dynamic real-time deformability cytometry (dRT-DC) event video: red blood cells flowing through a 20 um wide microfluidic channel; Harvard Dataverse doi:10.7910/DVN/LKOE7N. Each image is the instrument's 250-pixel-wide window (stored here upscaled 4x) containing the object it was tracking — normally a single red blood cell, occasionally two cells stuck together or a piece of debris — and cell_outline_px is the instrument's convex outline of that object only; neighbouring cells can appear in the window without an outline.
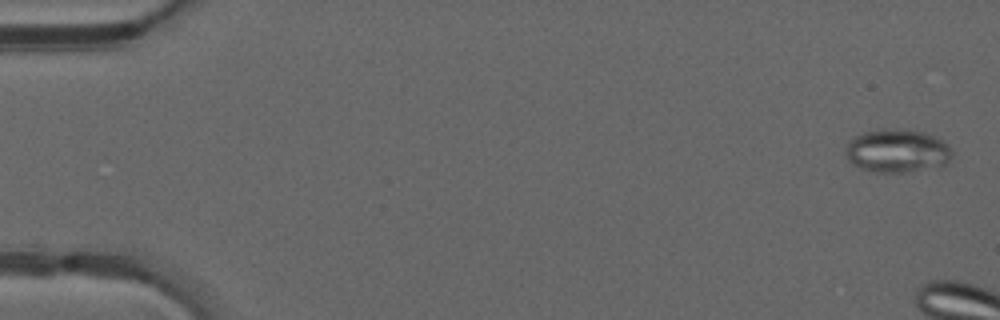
{"species": "common noctule bat (a hibernating species)", "species_latin": "Nyctalus noctula", "temperature_condition": "warm", "stored_images_in_passage": 7, "camera_frame_rate_fps": 3000, "um_per_image_px": 0.085, "animal": {"sex": "male", "forearm_length_mm": 52.5}, "frame": {"image": 1, "passage_image": 2, "time_ms": 0.333, "image_size_px": [1000, 320], "cell_outline_px": [[952, 156], [944, 164], [908, 172], [872, 172], [860, 168], [852, 164], [848, 160], [844, 152], [848, 140], [852, 136], [864, 132], [880, 128], [884, 128], [924, 132], [936, 136], [948, 144], [952, 152]], "centroid_in_image_um": [76.19, 12.81], "position_along_channel_um": 8.8, "area_um2": 27.05}}